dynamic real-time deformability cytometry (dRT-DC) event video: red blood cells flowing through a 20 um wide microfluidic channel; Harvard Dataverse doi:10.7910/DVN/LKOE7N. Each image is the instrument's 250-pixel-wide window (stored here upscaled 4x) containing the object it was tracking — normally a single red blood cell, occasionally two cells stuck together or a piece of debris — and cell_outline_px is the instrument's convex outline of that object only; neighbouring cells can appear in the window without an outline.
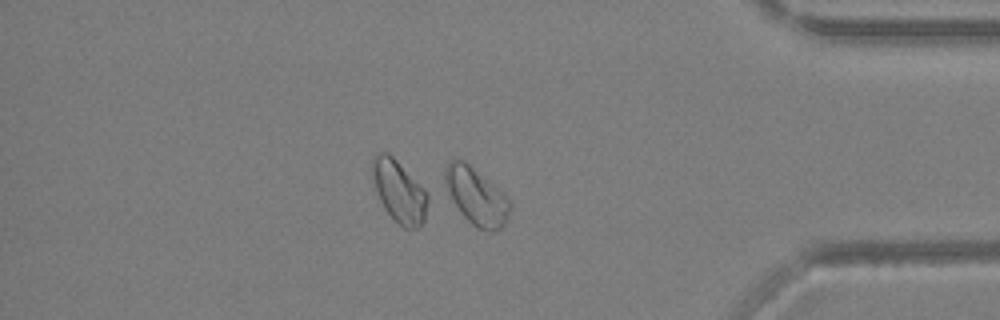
{"species": "Egyptian fruit bat (a non-hibernating species)", "species_latin": "Rousettus aegyptiacus", "temperature_condition": "warm", "stored_images_in_passage": 36, "camera_frame_rate_fps": 3000, "um_per_image_px": 0.085, "animal": {"sex": "female"}, "frame": {"image": 1, "passage_image": 31, "time_ms": 10.0, "image_size_px": [1000, 320], "cell_outline_px": [[508, 216], [504, 224], [496, 232], [488, 232], [476, 228], [460, 212], [444, 188], [444, 168], [452, 160], [464, 160], [496, 188], [508, 200]], "centroid_in_image_um": [40.41, 16.72], "position_along_channel_um": 394.8, "area_um2": 21.04}}